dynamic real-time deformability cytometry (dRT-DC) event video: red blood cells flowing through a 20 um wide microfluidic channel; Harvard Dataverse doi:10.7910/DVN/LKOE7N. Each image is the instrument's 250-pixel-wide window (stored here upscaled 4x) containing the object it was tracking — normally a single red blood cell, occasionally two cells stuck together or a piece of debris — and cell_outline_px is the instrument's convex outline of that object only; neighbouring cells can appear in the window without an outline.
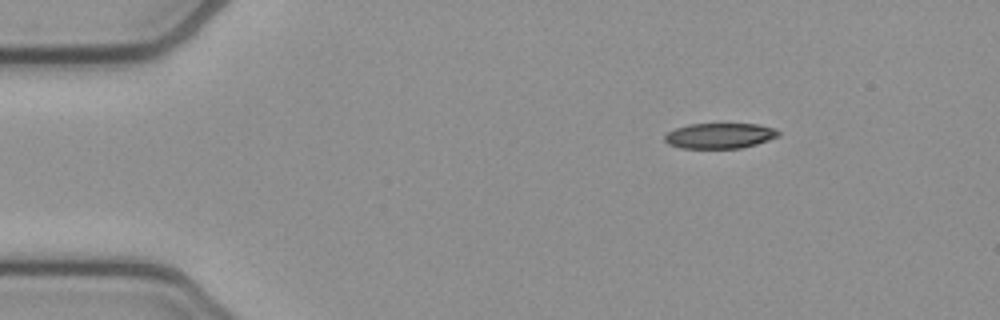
{"species": "common noctule bat (a hibernating species)", "species_latin": "Nyctalus noctula", "temperature_condition": "cold", "stored_images_in_passage": 46, "camera_frame_rate_fps": 3000, "um_per_image_px": 0.085, "animal": {"sex": "female", "body_mass_g": 21.9}, "frame": {"image": 1, "passage_image": 1, "time_ms": 0.0, "image_size_px": [1000, 320], "cell_outline_px": [[780, 136], [756, 144], [740, 148], [680, 148], [668, 144], [664, 140], [664, 136], [668, 132], [676, 128], [688, 124], [756, 124], [776, 128], [780, 132]], "centroid_in_image_um": [61.18, 11.54], "position_along_channel_um": 23.8, "area_um2": 16.88}}
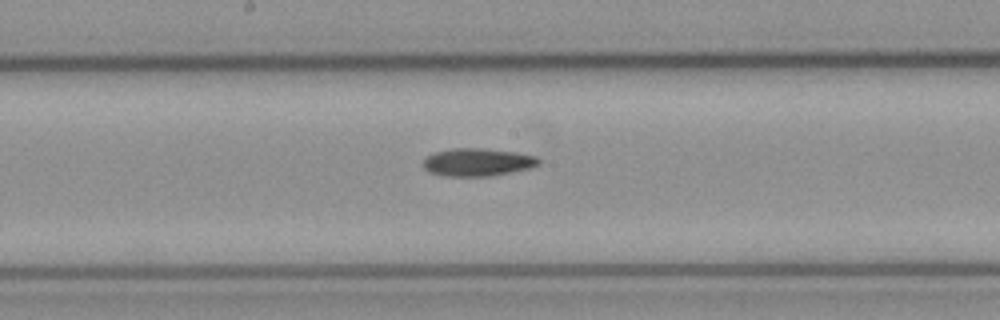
{"frame": {"image": 2, "passage_image": 21, "time_ms": 6.667, "image_size_px": [1000, 320], "cell_outline_px": [[540, 164], [532, 168], [492, 176], [444, 176], [428, 172], [420, 164], [428, 156], [436, 152], [452, 148], [480, 148], [516, 152], [536, 156], [540, 160]], "centroid_in_image_um": [40.6, 13.79], "position_along_channel_um": 207.6, "area_um2": 18.9}}
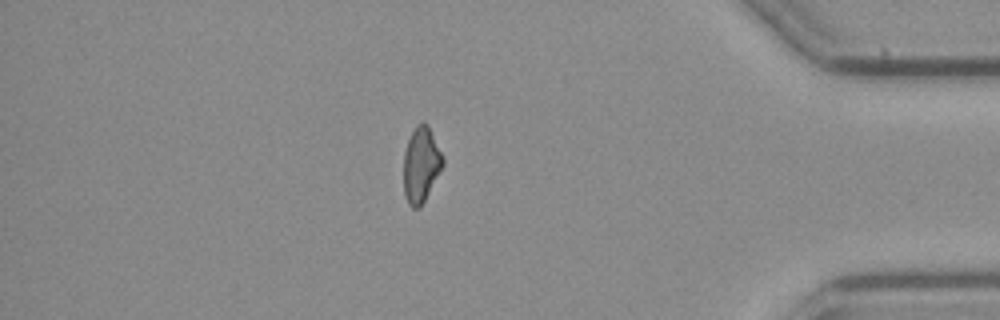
{"frame": {"image": 3, "passage_image": 39, "time_ms": 12.667, "image_size_px": [1000, 320], "cell_outline_px": [[444, 164], [420, 208], [412, 208], [408, 204], [404, 196], [404, 152], [408, 140], [416, 124], [424, 120], [428, 124], [444, 156]], "centroid_in_image_um": [35.79, 13.97], "position_along_channel_um": 399.4, "area_um2": 17.4}}